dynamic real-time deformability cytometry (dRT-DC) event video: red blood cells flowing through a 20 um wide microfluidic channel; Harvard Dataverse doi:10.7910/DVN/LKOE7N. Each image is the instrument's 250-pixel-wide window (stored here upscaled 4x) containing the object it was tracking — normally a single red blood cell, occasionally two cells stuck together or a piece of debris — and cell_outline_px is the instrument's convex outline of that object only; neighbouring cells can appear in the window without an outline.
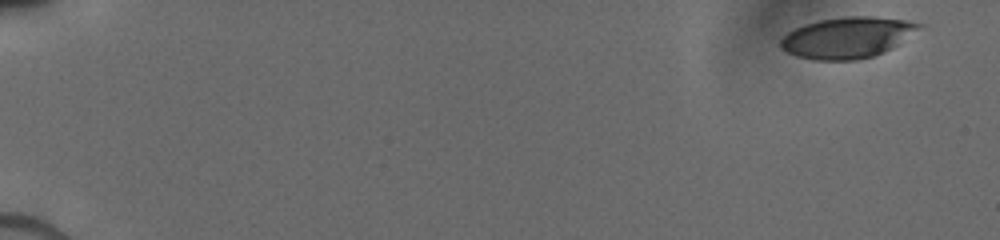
{"species": "human", "species_latin": "Homo sapiens", "temperature_condition": "cold", "stored_images_in_passage": 53, "camera_frame_rate_fps": 3000, "um_per_image_px": 0.085, "donor": {"sex": "male"}, "frame": {"image": 1, "passage_image": 1, "time_ms": 0.0, "image_size_px": [1000, 240], "cell_outline_px": [[924, 24], [892, 48], [872, 56], [856, 60], [812, 60], [796, 56], [788, 52], [780, 44], [780, 40], [788, 32], [804, 24], [820, 20], [844, 16], [868, 16], [904, 20]], "centroid_in_image_um": [71.99, 3.19], "position_along_channel_um": 13.0, "area_um2": 32.6}}
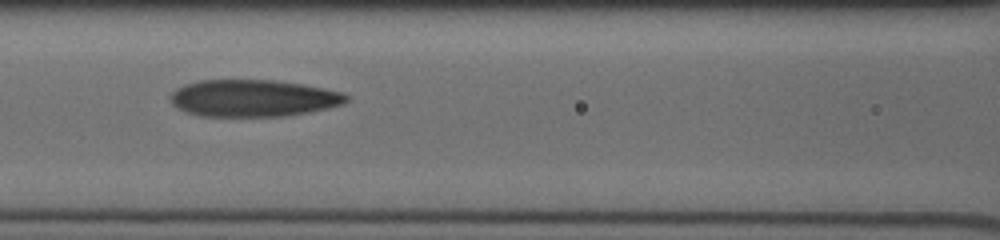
{"frame": {"image": 2, "passage_image": 18, "time_ms": 7.667, "image_size_px": [1000, 240], "cell_outline_px": [[348, 100], [344, 104], [328, 108], [308, 112], [284, 116], [200, 116], [184, 112], [172, 104], [168, 96], [176, 88], [184, 84], [200, 80], [276, 80], [324, 88], [344, 92], [348, 96]], "centroid_in_image_um": [21.5, 8.34], "position_along_channel_um": 145.1, "area_um2": 38.15}}
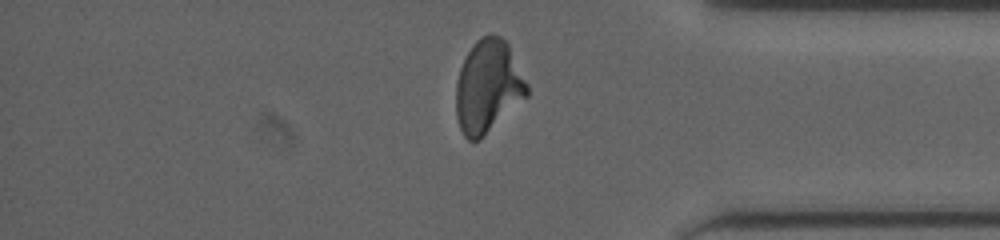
{"frame": {"image": 3, "passage_image": 41, "time_ms": 14.0, "image_size_px": [1000, 240], "cell_outline_px": [[528, 96], [480, 140], [468, 140], [464, 136], [460, 128], [456, 116], [456, 80], [460, 68], [468, 52], [476, 40], [480, 36], [492, 32], [500, 36], [508, 44], [528, 84]], "centroid_in_image_um": [41.48, 7.35], "position_along_channel_um": 393.7, "area_um2": 38.55}}